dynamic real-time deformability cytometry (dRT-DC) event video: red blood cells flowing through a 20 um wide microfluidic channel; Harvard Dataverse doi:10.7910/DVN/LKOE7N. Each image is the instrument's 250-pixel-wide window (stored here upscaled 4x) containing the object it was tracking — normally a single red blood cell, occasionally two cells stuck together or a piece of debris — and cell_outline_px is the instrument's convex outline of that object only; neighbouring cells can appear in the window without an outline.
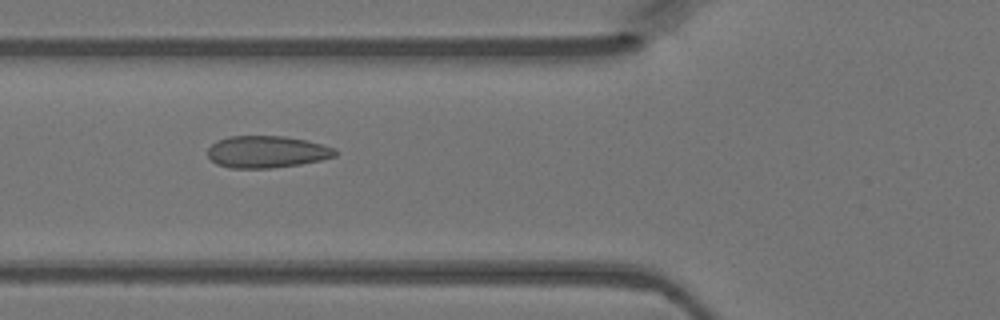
{"species": "Egyptian fruit bat (a non-hibernating species)", "species_latin": "Rousettus aegyptiacus", "temperature_condition": "warm", "stored_images_in_passage": 46, "camera_frame_rate_fps": 3000, "um_per_image_px": 0.085, "animal": {"sex": "female"}, "frame": {"image": 1, "passage_image": 17, "time_ms": 5.333, "image_size_px": [1000, 320], "cell_outline_px": [[336, 156], [320, 160], [300, 164], [272, 168], [228, 168], [216, 164], [208, 156], [208, 148], [212, 144], [228, 136], [284, 136], [308, 140], [336, 148]], "centroid_in_image_um": [22.69, 12.9], "position_along_channel_um": 103.1, "area_um2": 23.81}}
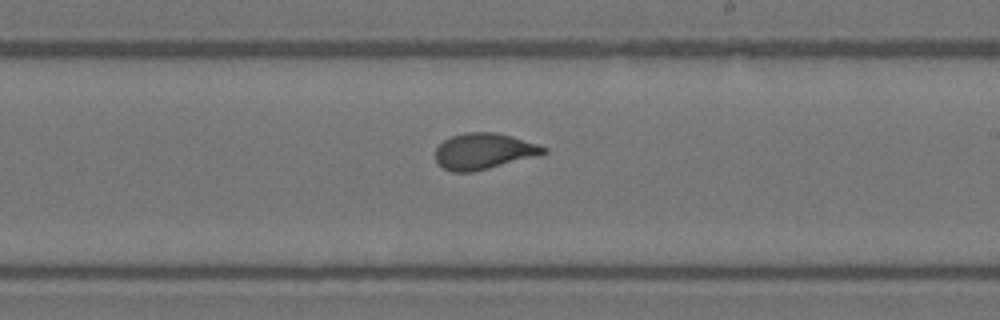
{"frame": {"image": 2, "passage_image": 27, "time_ms": 8.667, "image_size_px": [1000, 320], "cell_outline_px": [[548, 152], [536, 156], [472, 172], [452, 172], [436, 164], [436, 148], [444, 140], [452, 136], [464, 132], [496, 132], [512, 136], [548, 148]], "centroid_in_image_um": [41.1, 12.85], "position_along_channel_um": 247.9, "area_um2": 22.6}}
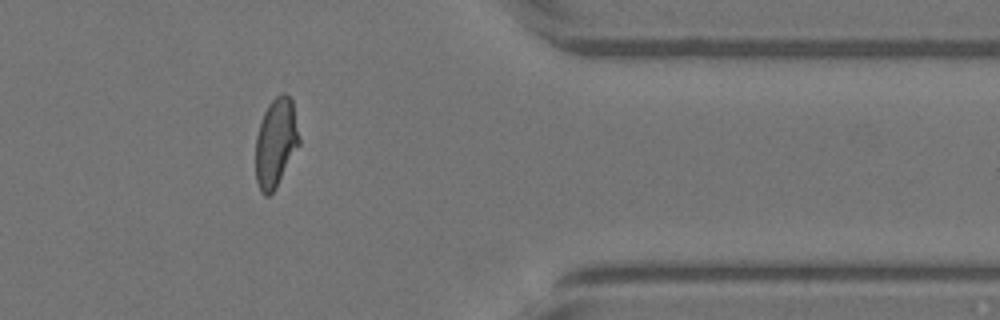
{"frame": {"image": 3, "passage_image": 38, "time_ms": 12.333, "image_size_px": [1000, 320], "cell_outline_px": [[300, 144], [276, 188], [268, 196], [264, 196], [260, 192], [256, 180], [256, 136], [264, 112], [268, 104], [280, 92], [284, 92], [292, 100], [300, 140]], "centroid_in_image_um": [23.44, 12.14], "position_along_channel_um": 388.0, "area_um2": 22.6}}